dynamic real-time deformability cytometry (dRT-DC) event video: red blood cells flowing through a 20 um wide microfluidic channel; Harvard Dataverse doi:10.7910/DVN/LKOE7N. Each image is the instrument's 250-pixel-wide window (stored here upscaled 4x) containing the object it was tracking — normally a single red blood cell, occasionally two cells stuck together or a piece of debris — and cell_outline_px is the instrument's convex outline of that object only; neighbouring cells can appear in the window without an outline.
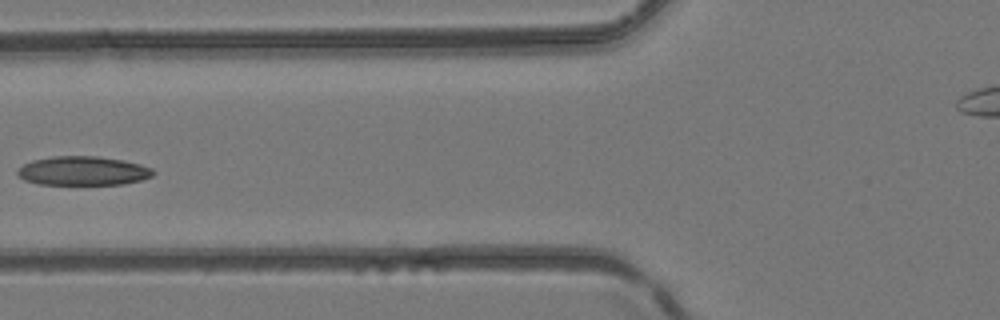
{"species": "common noctule bat (a hibernating species)", "species_latin": "Nyctalus noctula", "temperature_condition": "room temperature", "stored_images_in_passage": 4, "camera_frame_rate_fps": 3000, "um_per_image_px": 0.085, "animal": {"sex": "female", "body_mass_g": 24.6, "forearm_length_mm": 56.2}, "frame": {"image": 1, "passage_image": 4, "time_ms": 1.0, "image_size_px": [1000, 320], "cell_outline_px": [[156, 172], [152, 176], [140, 180], [124, 184], [40, 184], [24, 180], [16, 176], [16, 172], [24, 164], [32, 160], [52, 156], [96, 156], [124, 160], [140, 164], [152, 168]], "centroid_in_image_um": [7.05, 14.52], "position_along_channel_um": 118.7, "area_um2": 23.0}}